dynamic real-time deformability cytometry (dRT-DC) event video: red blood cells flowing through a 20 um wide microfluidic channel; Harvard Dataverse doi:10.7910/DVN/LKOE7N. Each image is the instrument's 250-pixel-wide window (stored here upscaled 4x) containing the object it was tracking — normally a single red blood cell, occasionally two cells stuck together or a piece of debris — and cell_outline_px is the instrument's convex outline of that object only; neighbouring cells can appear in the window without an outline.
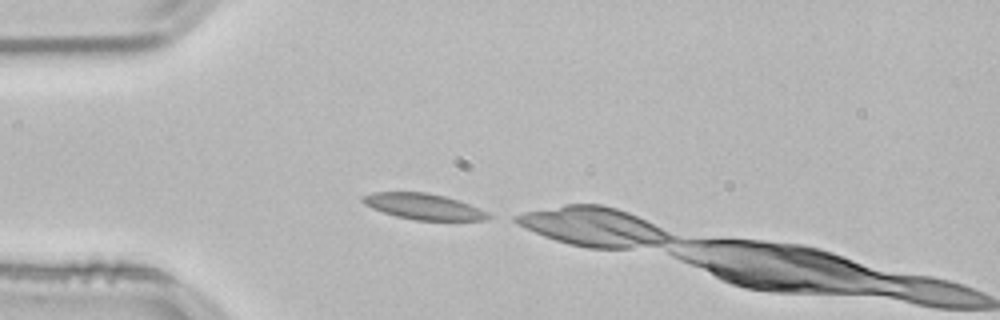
{"species": "common noctule bat (a hibernating species)", "species_latin": "Nyctalus noctula", "temperature_condition": "room temperature", "stored_images_in_passage": 2, "camera_frame_rate_fps": 3000, "um_per_image_px": 0.085, "animal": {"sex": "male", "body_mass_g": 21.5, "forearm_length_mm": 52.0}, "frame": {"image": 1, "passage_image": 1, "time_ms": 0.0, "image_size_px": [1000, 320], "cell_outline_px": [[496, 216], [488, 220], [416, 220], [396, 216], [372, 208], [364, 204], [360, 200], [364, 196], [372, 192], [428, 192], [460, 200], [488, 212]], "centroid_in_image_um": [36.06, 17.55], "position_along_channel_um": 48.9, "area_um2": 19.07}}